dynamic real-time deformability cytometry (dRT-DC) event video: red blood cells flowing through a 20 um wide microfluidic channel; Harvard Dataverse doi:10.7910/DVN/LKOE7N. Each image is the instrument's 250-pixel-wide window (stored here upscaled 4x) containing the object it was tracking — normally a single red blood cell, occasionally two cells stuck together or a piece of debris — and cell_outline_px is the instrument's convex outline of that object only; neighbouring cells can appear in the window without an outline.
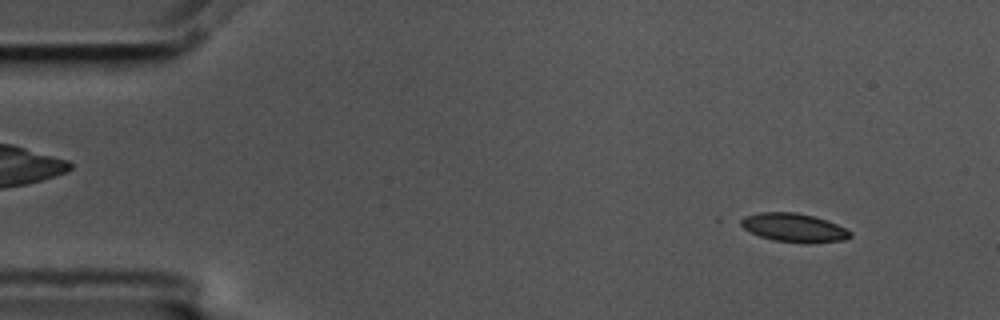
{"species": "common noctule bat (a hibernating species)", "species_latin": "Nyctalus noctula", "temperature_condition": "cold", "stored_images_in_passage": 56, "camera_frame_rate_fps": 3000, "um_per_image_px": 0.085, "animal": {"sex": "male", "body_mass_g": 17.5, "forearm_length_mm": 52.3}, "frame": {"image": 1, "passage_image": 5, "time_ms": 1.333, "image_size_px": [1000, 320], "cell_outline_px": [[852, 236], [844, 240], [808, 244], [804, 244], [772, 240], [760, 236], [744, 228], [736, 220], [744, 216], [760, 212], [796, 212], [828, 220], [852, 232]], "centroid_in_image_um": [67.47, 19.36], "position_along_channel_um": 17.5, "area_um2": 18.5}}
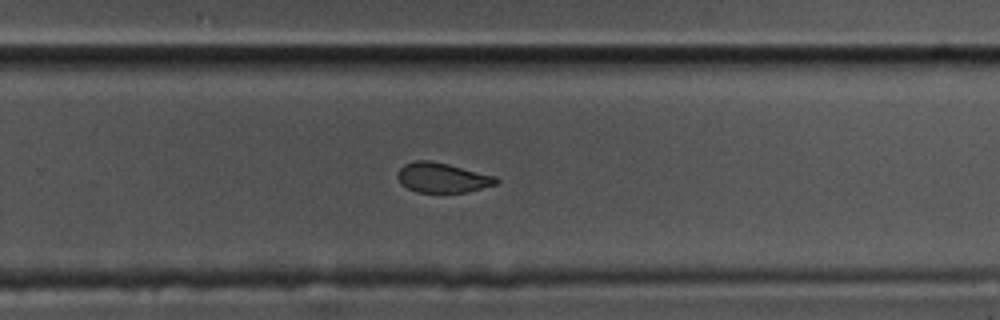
{"frame": {"image": 2, "passage_image": 36, "time_ms": 11.667, "image_size_px": [1000, 320], "cell_outline_px": [[500, 180], [496, 184], [468, 192], [416, 192], [400, 184], [396, 176], [396, 172], [404, 164], [416, 160], [428, 160], [448, 164], [496, 176]], "centroid_in_image_um": [37.57, 15.1], "position_along_channel_um": 292.2, "area_um2": 17.22}}
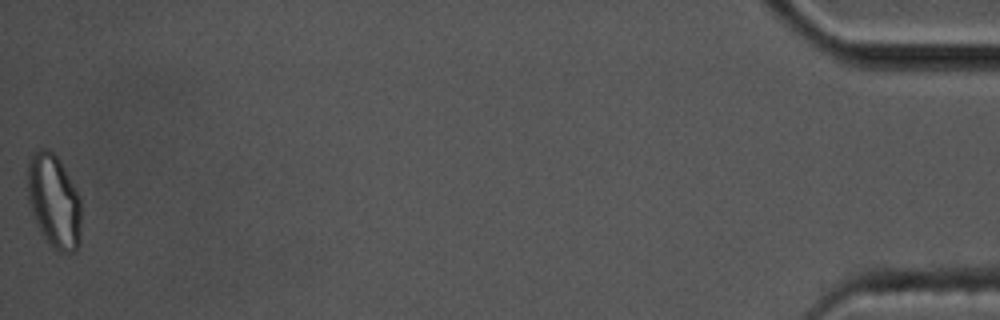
{"frame": {"image": 3, "passage_image": 56, "time_ms": 18.333, "image_size_px": [1000, 320], "cell_outline_px": [[80, 244], [72, 252], [60, 252], [52, 248], [44, 236], [32, 212], [28, 200], [28, 160], [40, 148], [48, 148], [60, 160], [80, 196]], "centroid_in_image_um": [4.6, 17.09], "position_along_channel_um": 430.6, "area_um2": 29.02}, "authors_computed_cell_mechanics": {"area_um2": 18.5538, "velocity_mm_per_s": 3.5519, "shape_relaxation_time_tau1_ms": null, "shape_relaxation_time_tau2_ms": 1.4565, "deformation_change_tau1": null, "deformation_change_tau2": 0.051}}